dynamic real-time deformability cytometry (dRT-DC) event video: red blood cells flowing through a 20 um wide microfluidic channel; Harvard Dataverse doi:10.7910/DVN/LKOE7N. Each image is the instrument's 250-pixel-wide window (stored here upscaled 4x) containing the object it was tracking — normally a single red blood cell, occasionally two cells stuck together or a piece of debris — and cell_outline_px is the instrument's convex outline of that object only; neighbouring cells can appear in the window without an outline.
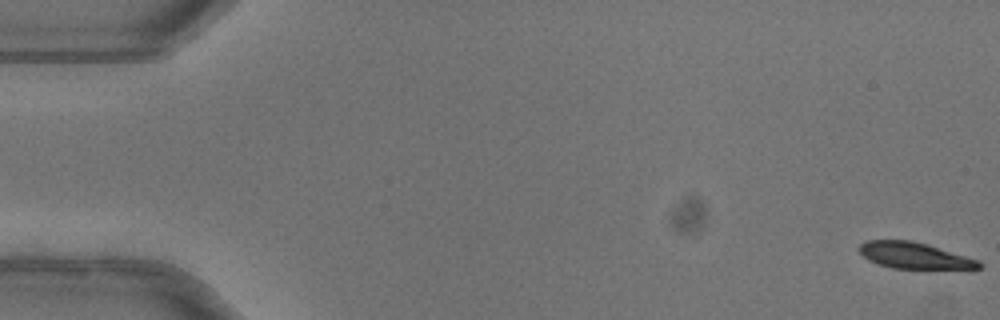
{"species": "common noctule bat (a hibernating species)", "species_latin": "Nyctalus noctula", "temperature_condition": "warm", "stored_images_in_passage": 52, "camera_frame_rate_fps": 3000, "um_per_image_px": 0.085, "animal": {"sex": "female"}, "frame": {"image": 1, "passage_image": 1, "time_ms": 0.0, "image_size_px": [1000, 320], "cell_outline_px": [[984, 264], [980, 268], [892, 268], [876, 264], [868, 260], [856, 248], [860, 244], [868, 240], [912, 240], [980, 260]], "centroid_in_image_um": [77.68, 21.71], "position_along_channel_um": 7.3, "area_um2": 18.21}}
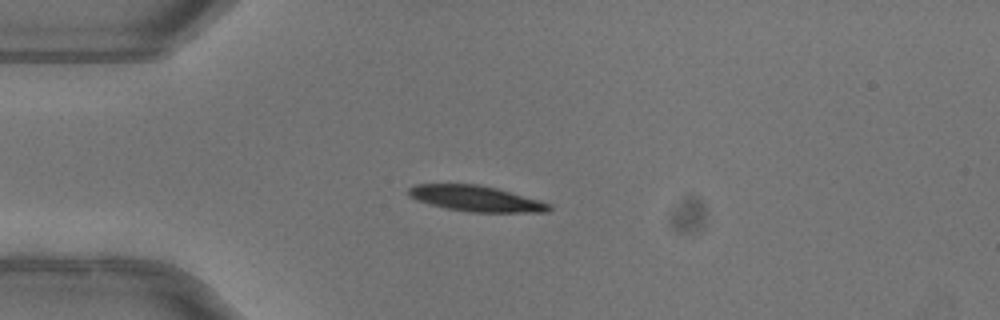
{"frame": {"image": 2, "passage_image": 14, "time_ms": 4.333, "image_size_px": [1000, 320], "cell_outline_px": [[552, 208], [548, 212], [468, 212], [444, 208], [416, 200], [408, 196], [408, 188], [416, 184], [480, 184], [496, 188], [540, 200], [552, 204]], "centroid_in_image_um": [40.45, 16.88], "position_along_channel_um": 44.5, "area_um2": 21.21}}
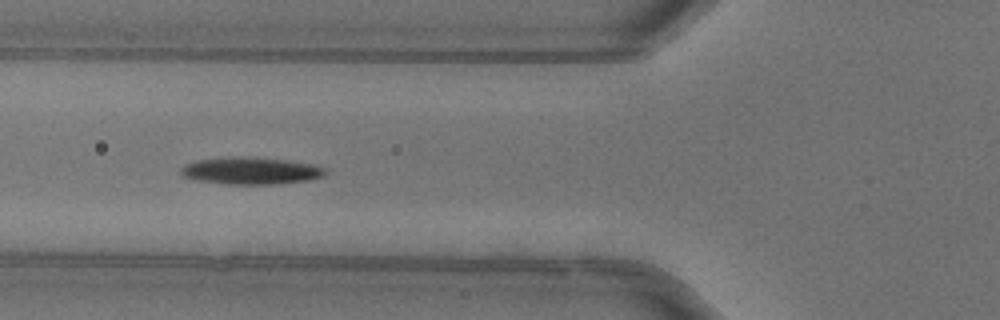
{"frame": {"image": 3, "passage_image": 20, "time_ms": 6.333, "image_size_px": [1000, 320], "cell_outline_px": [[328, 172], [324, 176], [308, 180], [272, 184], [228, 184], [192, 180], [184, 176], [180, 172], [180, 168], [184, 164], [196, 160], [228, 156], [240, 156], [284, 160], [312, 164], [324, 168]], "centroid_in_image_um": [21.26, 14.51], "position_along_channel_um": 104.5, "area_um2": 22.89}, "authors_computed_cell_mechanics": {"area_um2": 21.4727, "velocity_mm_per_s": 4.01, "shape_relaxation_time_tau1_ms": 2.9052, "shape_relaxation_time_tau2_ms": null, "deformation_change_tau1": 0.1532, "deformation_change_tau2": null}}